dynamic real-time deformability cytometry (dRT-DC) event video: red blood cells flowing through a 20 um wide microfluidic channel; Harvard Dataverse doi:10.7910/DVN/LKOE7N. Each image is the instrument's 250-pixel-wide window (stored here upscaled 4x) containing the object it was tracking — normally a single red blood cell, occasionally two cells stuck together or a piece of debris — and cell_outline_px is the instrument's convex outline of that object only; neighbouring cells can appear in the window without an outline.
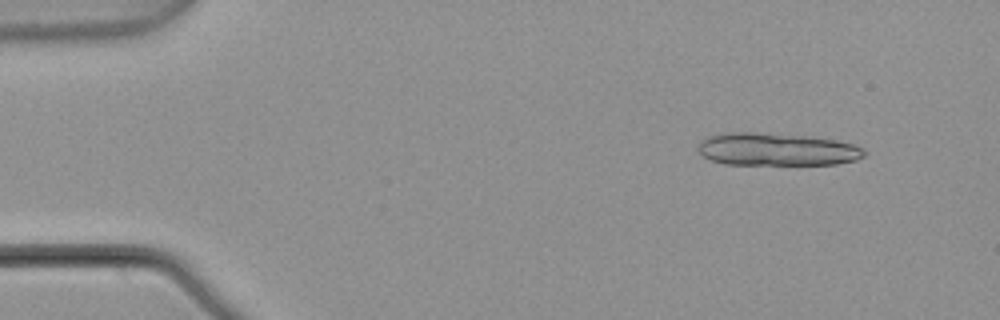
{"species": "common noctule bat (a hibernating species)", "species_latin": "Nyctalus noctula", "temperature_condition": "warm", "stored_images_in_passage": 4, "camera_frame_rate_fps": 3000, "um_per_image_px": 0.085, "animal": {"sex": "male", "body_mass_g": 21.5, "forearm_length_mm": 52.0}, "frame": {"image": 1, "passage_image": 1, "time_ms": 0.0, "image_size_px": [1000, 320], "cell_outline_px": [[864, 156], [856, 160], [836, 164], [724, 164], [712, 160], [704, 156], [700, 152], [700, 140], [708, 136], [724, 132], [756, 132], [808, 136], [836, 140], [852, 144], [864, 148]], "centroid_in_image_um": [66.03, 12.69], "position_along_channel_um": 19.0, "area_um2": 31.56}}